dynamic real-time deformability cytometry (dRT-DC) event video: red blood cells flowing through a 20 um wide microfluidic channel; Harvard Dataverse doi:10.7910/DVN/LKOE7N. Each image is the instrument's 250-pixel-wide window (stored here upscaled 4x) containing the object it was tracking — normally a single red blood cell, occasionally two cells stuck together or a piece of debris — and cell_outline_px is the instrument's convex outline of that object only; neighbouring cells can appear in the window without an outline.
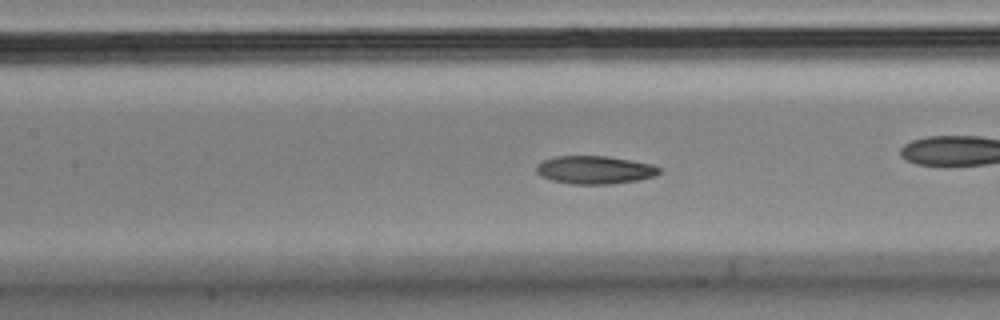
{"species": "Egyptian fruit bat (a non-hibernating species)", "species_latin": "Rousettus aegyptiacus", "temperature_condition": "cold", "stored_images_in_passage": 46, "camera_frame_rate_fps": 3000, "um_per_image_px": 0.085, "animal": {"sex": "male"}, "frame": {"image": 1, "passage_image": 14, "time_ms": 4.333, "image_size_px": [1000, 320], "cell_outline_px": [[660, 172], [656, 176], [636, 180], [612, 184], [572, 184], [552, 180], [540, 176], [536, 172], [536, 164], [544, 160], [556, 156], [608, 156], [652, 164], [660, 168]], "centroid_in_image_um": [50.54, 14.44], "position_along_channel_um": 156.9, "area_um2": 20.11}, "authors_computed_cell_mechanics": {"area_um2": 21.2415, "velocity_mm_per_s": 3.5631, "shape_relaxation_time_tau1_ms": null, "shape_relaxation_time_tau2_ms": 4.1794, "deformation_change_tau1": null, "deformation_change_tau2": 0.0985}}